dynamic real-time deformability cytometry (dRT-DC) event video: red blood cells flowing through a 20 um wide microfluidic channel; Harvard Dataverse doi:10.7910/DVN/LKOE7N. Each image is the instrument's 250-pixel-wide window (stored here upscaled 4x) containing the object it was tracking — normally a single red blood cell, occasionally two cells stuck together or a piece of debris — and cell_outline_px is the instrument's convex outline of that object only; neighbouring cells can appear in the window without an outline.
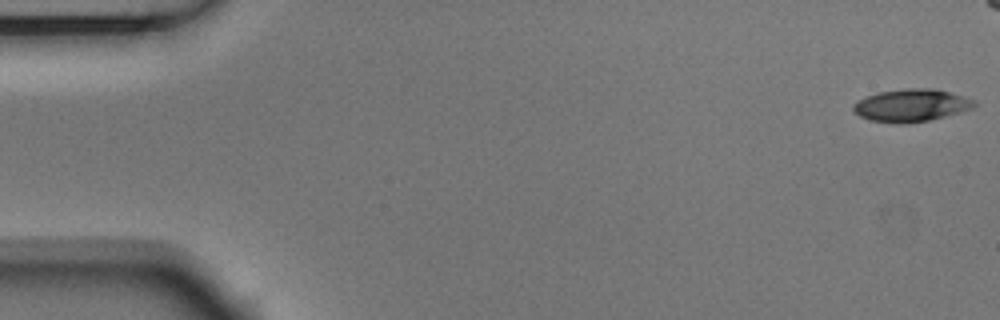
{"species": "Egyptian fruit bat (a non-hibernating species)", "species_latin": "Rousettus aegyptiacus", "temperature_condition": "room temperature", "stored_images_in_passage": 48, "camera_frame_rate_fps": 3000, "um_per_image_px": 0.085, "animal": {"sex": "male"}, "frame": {"image": 1, "passage_image": 1, "time_ms": 0.0, "image_size_px": [1000, 320], "cell_outline_px": [[976, 104], [972, 108], [944, 116], [928, 120], [904, 124], [896, 124], [868, 120], [852, 112], [852, 104], [876, 92], [904, 88], [936, 88], [964, 96], [976, 100]], "centroid_in_image_um": [77.42, 8.95], "position_along_channel_um": 7.6, "area_um2": 23.12}}
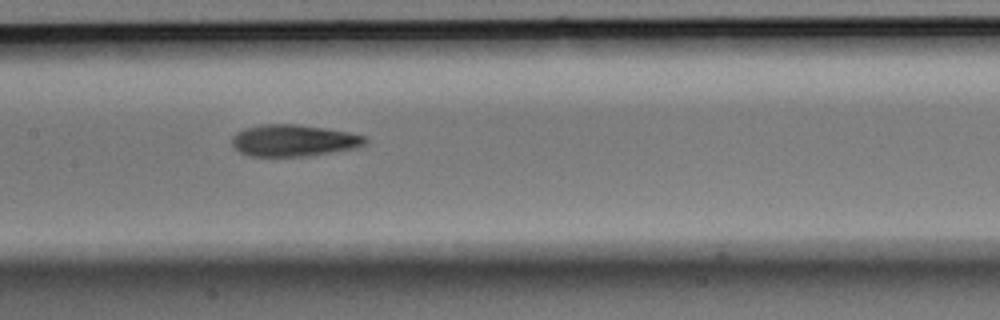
{"frame": {"image": 2, "passage_image": 26, "time_ms": 8.333, "image_size_px": [1000, 320], "cell_outline_px": [[368, 140], [364, 144], [356, 148], [308, 156], [248, 156], [240, 152], [232, 144], [232, 136], [236, 132], [244, 128], [260, 124], [296, 124], [352, 132], [368, 136]], "centroid_in_image_um": [24.98, 11.93], "position_along_channel_um": 182.4, "area_um2": 24.85}}
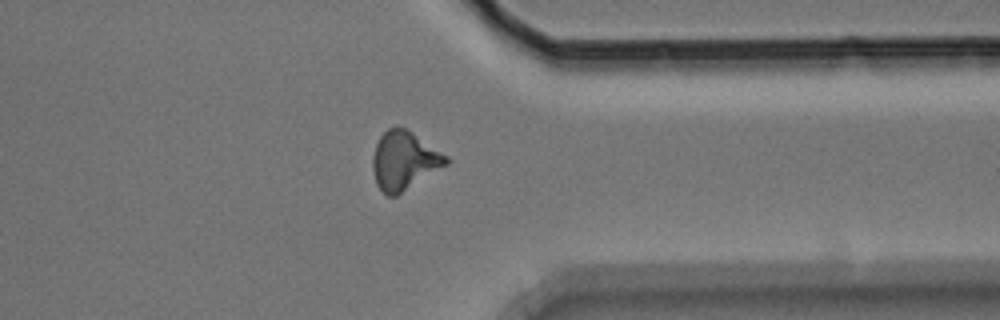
{"frame": {"image": 3, "passage_image": 42, "time_ms": 13.667, "image_size_px": [1000, 320], "cell_outline_px": [[452, 160], [448, 164], [396, 196], [388, 196], [376, 184], [372, 168], [372, 156], [376, 144], [380, 136], [388, 128], [396, 124], [408, 128], [448, 156]], "centroid_in_image_um": [34.36, 13.61], "position_along_channel_um": 377.0, "area_um2": 25.37}, "authors_computed_cell_mechanics": {"area_um2": 23.5535, "velocity_mm_per_s": 3.7517, "shape_relaxation_time_tau1_ms": 5.4559, "shape_relaxation_time_tau2_ms": 3.3408, "deformation_change_tau1": 0.1657, "deformation_change_tau2": 0.1264}}